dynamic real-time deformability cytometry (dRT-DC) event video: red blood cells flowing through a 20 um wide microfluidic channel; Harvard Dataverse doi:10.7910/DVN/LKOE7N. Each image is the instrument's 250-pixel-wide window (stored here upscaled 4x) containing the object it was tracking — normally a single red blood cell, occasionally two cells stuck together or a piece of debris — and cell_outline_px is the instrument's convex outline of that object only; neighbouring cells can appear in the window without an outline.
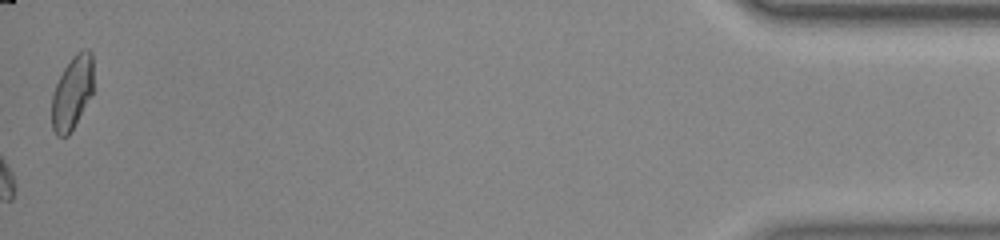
{"species": "common noctule bat (a hibernating species)", "species_latin": "Nyctalus noctula", "temperature_condition": "room temperature", "stored_images_in_passage": 53, "camera_frame_rate_fps": 3000, "um_per_image_px": 0.085, "animal": {"sex": "male", "body_mass_g": 20.0, "forearm_length_mm": 53.3}, "frame": {"image": 1, "passage_image": 53, "time_ms": 17.333, "image_size_px": [1000, 240], "cell_outline_px": [[92, 92], [68, 136], [56, 136], [52, 128], [52, 96], [56, 84], [64, 68], [72, 56], [76, 52], [84, 48], [88, 48], [92, 52]], "centroid_in_image_um": [6.12, 7.83], "position_along_channel_um": 429.1, "area_um2": 17.51}, "authors_computed_cell_mechanics": {"area_um2": 13.5252, "velocity_mm_per_s": 3.7254, "shape_relaxation_time_tau1_ms": 8.9695, "shape_relaxation_time_tau2_ms": 2.0808, "deformation_change_tau1": 0.1231, "deformation_change_tau2": 0.0452}}